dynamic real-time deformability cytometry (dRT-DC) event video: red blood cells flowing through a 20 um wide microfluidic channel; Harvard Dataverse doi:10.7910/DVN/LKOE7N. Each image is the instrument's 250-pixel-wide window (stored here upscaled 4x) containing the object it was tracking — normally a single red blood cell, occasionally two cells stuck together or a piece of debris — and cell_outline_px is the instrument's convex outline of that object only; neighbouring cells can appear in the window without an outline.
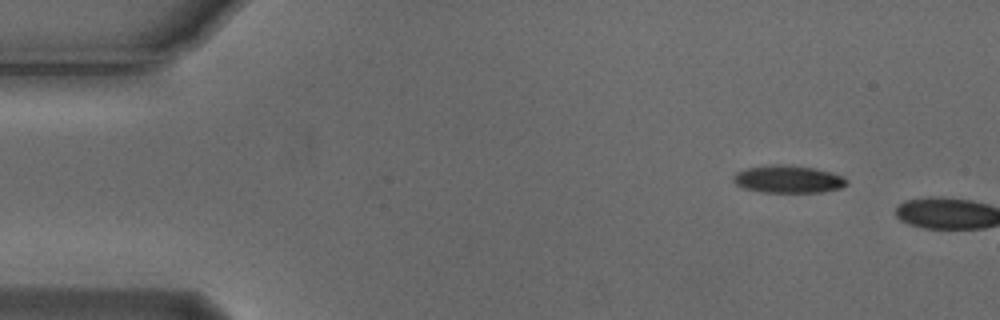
{"species": "Egyptian fruit bat (a non-hibernating species)", "species_latin": "Rousettus aegyptiacus", "temperature_condition": "cold", "stored_images_in_passage": 3, "camera_frame_rate_fps": 3000, "um_per_image_px": 0.085, "animal": {"sex": "male"}, "frame": {"image": 1, "passage_image": 3, "time_ms": 0.667, "image_size_px": [1000, 320], "cell_outline_px": [[848, 184], [840, 188], [824, 192], [760, 192], [744, 188], [736, 184], [732, 180], [736, 172], [748, 168], [776, 164], [780, 164], [816, 168], [832, 172], [844, 176], [848, 180]], "centroid_in_image_um": [67.04, 15.23], "position_along_channel_um": 18.0, "area_um2": 18.26}}